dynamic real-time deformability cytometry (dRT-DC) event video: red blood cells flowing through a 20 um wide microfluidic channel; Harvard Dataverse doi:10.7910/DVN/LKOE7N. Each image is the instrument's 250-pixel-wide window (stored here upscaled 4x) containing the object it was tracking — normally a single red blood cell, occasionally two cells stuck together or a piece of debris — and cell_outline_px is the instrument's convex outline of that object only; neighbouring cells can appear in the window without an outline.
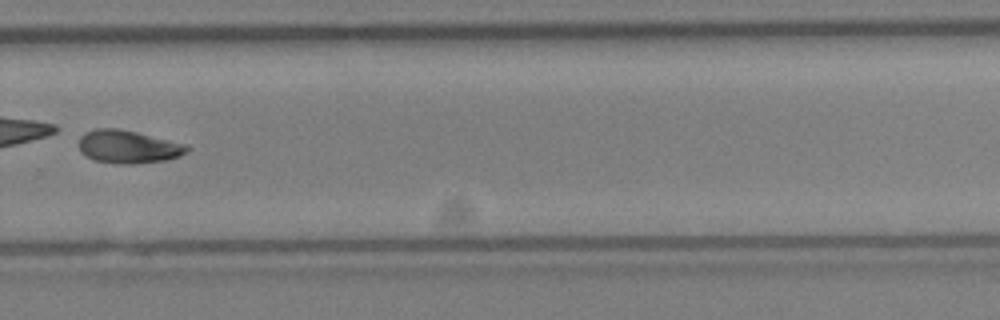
{"species": "Egyptian fruit bat (a non-hibernating species)", "species_latin": "Rousettus aegyptiacus", "temperature_condition": "cold", "stored_images_in_passage": 42, "camera_frame_rate_fps": 3000, "um_per_image_px": 0.085, "animal": {"sex": "female"}, "frame": {"image": 1, "passage_image": 30, "time_ms": 9.667, "image_size_px": [1000, 320], "cell_outline_px": [[192, 148], [180, 156], [164, 160], [132, 164], [116, 164], [92, 160], [80, 152], [80, 136], [84, 132], [96, 128], [120, 128], [188, 144]], "centroid_in_image_um": [10.9, 12.47], "position_along_channel_um": 318.9, "area_um2": 21.1}}